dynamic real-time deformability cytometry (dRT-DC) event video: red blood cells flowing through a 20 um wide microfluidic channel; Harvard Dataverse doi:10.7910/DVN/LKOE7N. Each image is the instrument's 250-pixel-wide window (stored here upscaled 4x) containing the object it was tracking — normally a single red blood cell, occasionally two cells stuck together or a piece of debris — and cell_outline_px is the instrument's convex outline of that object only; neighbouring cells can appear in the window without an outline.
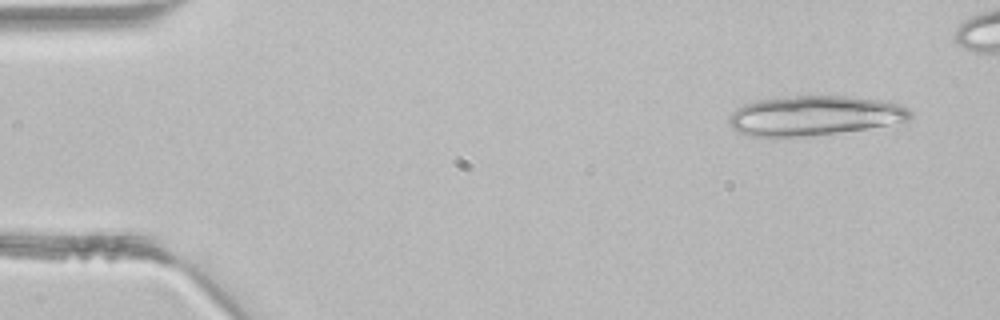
{"species": "common noctule bat (a hibernating species)", "species_latin": "Nyctalus noctula", "temperature_condition": "room temperature", "stored_images_in_passage": 4, "camera_frame_rate_fps": 3000, "um_per_image_px": 0.085, "animal": {"sex": "male", "body_mass_g": 21.5, "forearm_length_mm": 52.0}, "frame": {"image": 1, "passage_image": 1, "time_ms": 0.0, "image_size_px": [1000, 320], "cell_outline_px": [[912, 116], [908, 120], [868, 128], [808, 136], [748, 136], [732, 128], [728, 124], [728, 116], [736, 108], [744, 104], [760, 100], [796, 96], [844, 96], [880, 100], [900, 104], [908, 108], [912, 112]], "centroid_in_image_um": [69.2, 9.83], "position_along_channel_um": 15.8, "area_um2": 41.62}}